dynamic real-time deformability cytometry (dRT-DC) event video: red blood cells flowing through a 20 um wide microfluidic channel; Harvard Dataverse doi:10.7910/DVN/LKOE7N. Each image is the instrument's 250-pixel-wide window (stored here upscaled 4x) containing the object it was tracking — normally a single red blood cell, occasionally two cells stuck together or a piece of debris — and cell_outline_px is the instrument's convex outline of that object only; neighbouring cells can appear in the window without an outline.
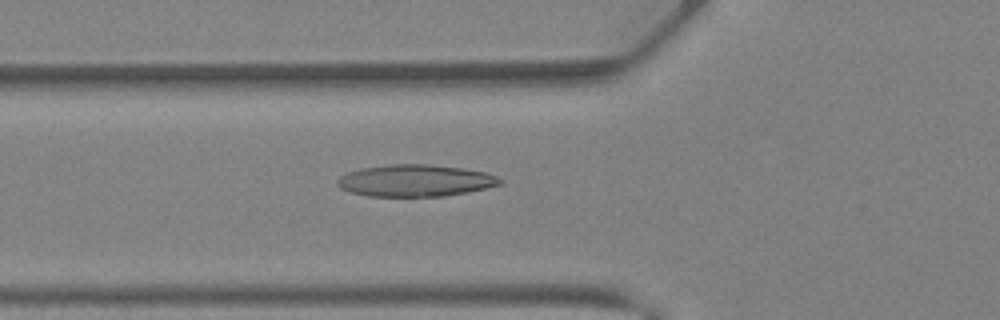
{"species": "Egyptian fruit bat (a non-hibernating species)", "species_latin": "Rousettus aegyptiacus", "temperature_condition": "warm", "stored_images_in_passage": 39, "camera_frame_rate_fps": 3000, "um_per_image_px": 0.085, "animal": {"sex": "female"}, "frame": {"image": 1, "passage_image": 16, "time_ms": 5.0, "image_size_px": [1000, 320], "cell_outline_px": [[504, 180], [500, 184], [468, 192], [444, 196], [368, 196], [348, 192], [340, 188], [336, 184], [336, 180], [340, 176], [348, 172], [360, 168], [388, 164], [428, 164], [460, 168], [484, 172], [496, 176]], "centroid_in_image_um": [35.24, 15.35], "position_along_channel_um": 90.6, "area_um2": 30.23}}
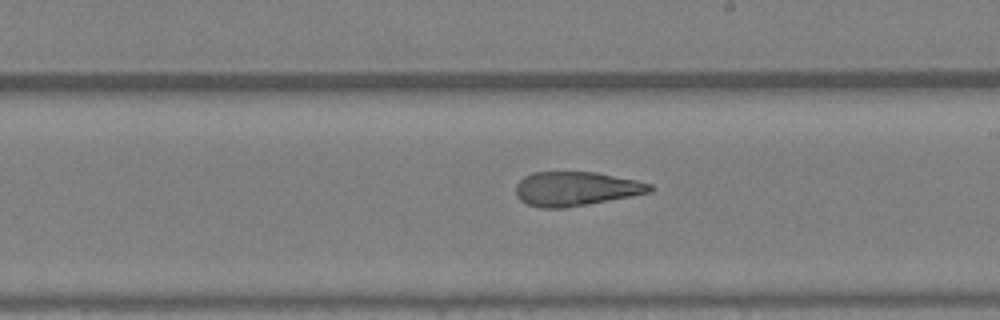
{"frame": {"image": 2, "passage_image": 25, "time_ms": 8.0, "image_size_px": [1000, 320], "cell_outline_px": [[656, 188], [652, 192], [632, 196], [588, 204], [564, 208], [540, 208], [528, 204], [520, 200], [516, 196], [516, 184], [524, 176], [532, 172], [596, 172], [636, 180], [652, 184]], "centroid_in_image_um": [48.97, 16.04], "position_along_channel_um": 240.0, "area_um2": 26.88}}
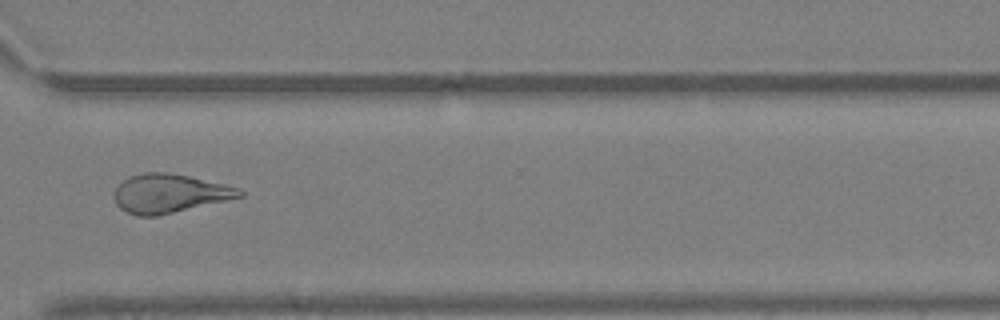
{"frame": {"image": 3, "passage_image": 32, "time_ms": 10.333, "image_size_px": [1000, 320], "cell_outline_px": [[244, 196], [228, 200], [156, 216], [136, 216], [120, 208], [116, 204], [116, 188], [128, 176], [144, 172], [164, 172], [188, 176], [224, 184], [236, 188], [244, 192]], "centroid_in_image_um": [14.4, 16.44], "position_along_channel_um": 356.2, "area_um2": 27.92}}